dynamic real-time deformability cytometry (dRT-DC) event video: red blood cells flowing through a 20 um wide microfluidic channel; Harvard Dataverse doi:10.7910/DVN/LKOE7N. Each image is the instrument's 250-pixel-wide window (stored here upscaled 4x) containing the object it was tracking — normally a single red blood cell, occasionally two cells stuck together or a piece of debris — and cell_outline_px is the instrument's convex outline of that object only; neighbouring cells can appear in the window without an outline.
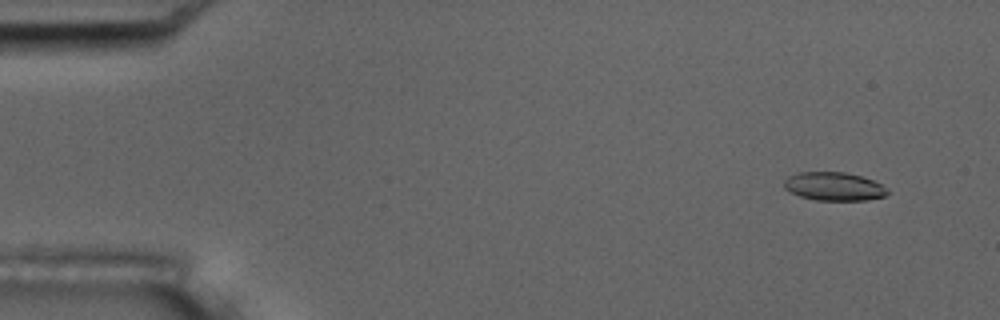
{"species": "common noctule bat (a hibernating species)", "species_latin": "Nyctalus noctula", "temperature_condition": "room temperature", "stored_images_in_passage": 9, "camera_frame_rate_fps": 3000, "um_per_image_px": 0.085, "animal": {"sex": "male", "body_mass_g": 17.5, "forearm_length_mm": 52.3}, "frame": {"image": 1, "passage_image": 2, "time_ms": 0.333, "image_size_px": [1000, 320], "cell_outline_px": [[888, 192], [884, 196], [868, 200], [816, 200], [800, 196], [784, 188], [784, 180], [788, 176], [800, 172], [844, 172], [860, 176], [872, 180], [888, 188]], "centroid_in_image_um": [70.88, 15.84], "position_along_channel_um": 14.1, "area_um2": 16.99}}
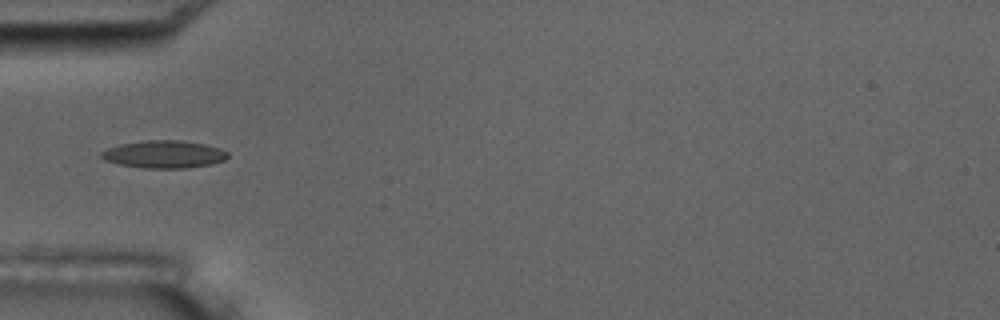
{"frame": {"image": 2, "passage_image": 6, "time_ms": 1.667, "image_size_px": [1000, 320], "cell_outline_px": [[228, 156], [224, 160], [212, 164], [188, 168], [144, 168], [120, 164], [104, 160], [100, 156], [100, 152], [108, 148], [120, 144], [144, 140], [180, 140], [204, 144], [220, 148], [228, 152]], "centroid_in_image_um": [13.94, 13.11], "position_along_channel_um": 71.1, "area_um2": 20.35}}
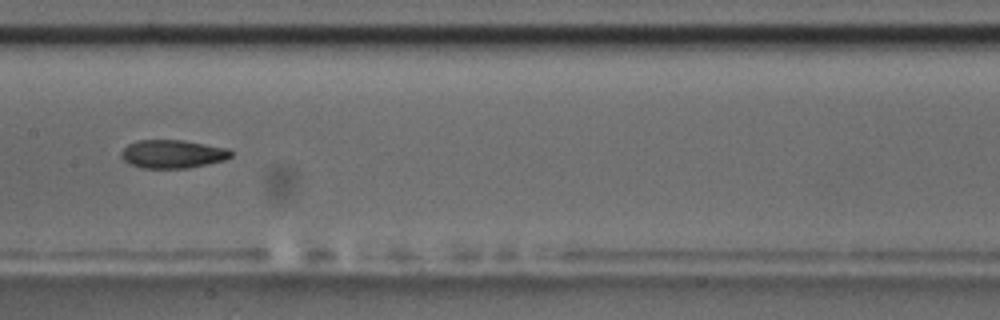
{"frame": {"image": 3, "passage_image": 9, "time_ms": 2.667, "image_size_px": [1000, 320], "cell_outline_px": [[232, 156], [224, 160], [188, 168], [144, 168], [132, 164], [124, 160], [120, 156], [120, 152], [128, 144], [136, 140], [184, 140], [228, 148], [232, 152]], "centroid_in_image_um": [14.67, 13.08], "position_along_channel_um": 192.7, "area_um2": 18.09}}